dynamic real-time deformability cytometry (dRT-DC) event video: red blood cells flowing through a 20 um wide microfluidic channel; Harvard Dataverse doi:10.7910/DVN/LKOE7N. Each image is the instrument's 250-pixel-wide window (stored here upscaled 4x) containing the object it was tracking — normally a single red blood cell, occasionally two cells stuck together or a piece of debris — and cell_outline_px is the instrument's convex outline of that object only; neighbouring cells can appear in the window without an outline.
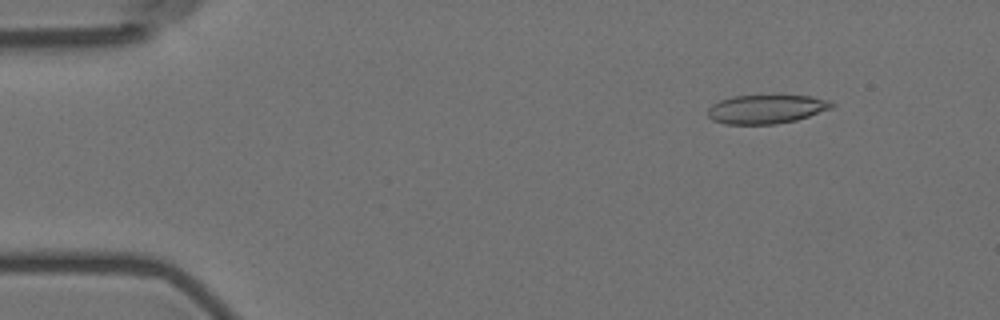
{"species": "Egyptian fruit bat (a non-hibernating species)", "species_latin": "Rousettus aegyptiacus", "temperature_condition": "room temperature", "stored_images_in_passage": 5, "camera_frame_rate_fps": 3000, "um_per_image_px": 0.085, "animal": {"sex": "female"}, "frame": {"image": 1, "passage_image": 2, "time_ms": 1.0, "image_size_px": [1000, 320], "cell_outline_px": [[836, 104], [832, 108], [796, 120], [776, 124], [724, 124], [712, 120], [708, 116], [708, 108], [712, 104], [720, 100], [732, 96], [812, 96], [832, 100]], "centroid_in_image_um": [65.15, 9.28], "position_along_channel_um": 19.9, "area_um2": 20.87}}